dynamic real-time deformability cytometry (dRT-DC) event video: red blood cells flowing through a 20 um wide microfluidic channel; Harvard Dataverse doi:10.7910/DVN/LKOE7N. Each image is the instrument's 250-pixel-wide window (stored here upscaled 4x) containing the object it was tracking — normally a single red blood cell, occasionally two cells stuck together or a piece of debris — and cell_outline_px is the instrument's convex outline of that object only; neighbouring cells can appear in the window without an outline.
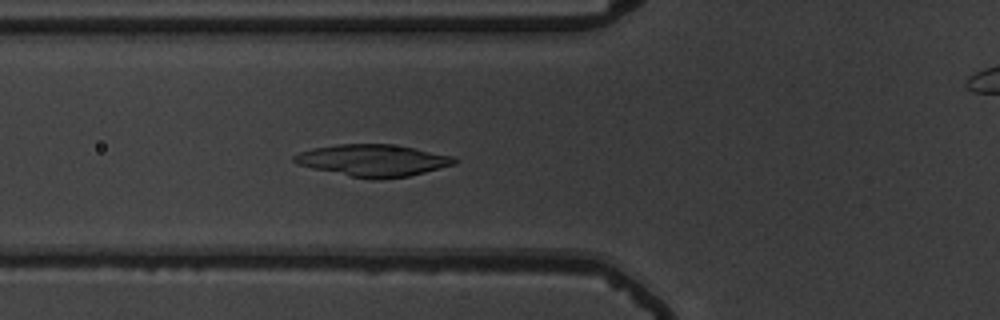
{"species": "common noctule bat (a hibernating species)", "species_latin": "Nyctalus noctula", "temperature_condition": "warm", "stored_images_in_passage": 58, "camera_frame_rate_fps": 3000, "um_per_image_px": 0.085, "animal": {"sex": "male", "body_mass_g": 19.5, "forearm_length_mm": 54.6}, "frame": {"image": 1, "passage_image": 22, "time_ms": 7.0, "image_size_px": [1000, 320], "cell_outline_px": [[456, 164], [408, 176], [380, 180], [372, 180], [312, 168], [300, 164], [292, 160], [292, 156], [300, 152], [312, 148], [340, 144], [392, 144], [456, 156]], "centroid_in_image_um": [31.73, 13.63], "position_along_channel_um": 94.1, "area_um2": 29.65}}
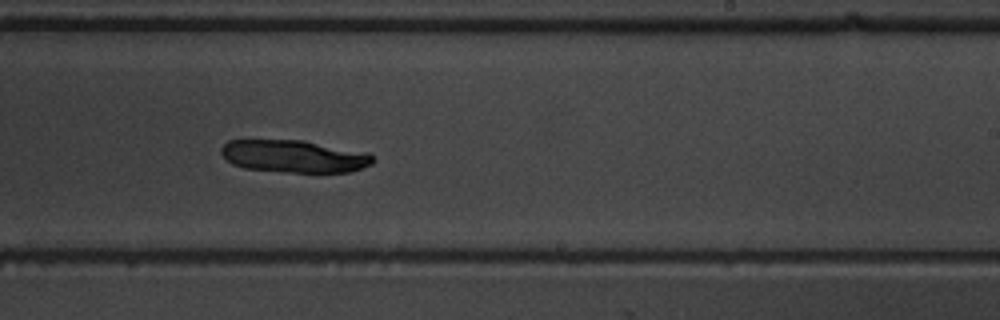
{"frame": {"image": 2, "passage_image": 36, "time_ms": 11.667, "image_size_px": [1000, 320], "cell_outline_px": [[376, 160], [372, 164], [352, 172], [280, 172], [244, 168], [232, 164], [220, 152], [220, 148], [228, 140], [304, 140], [368, 152]], "centroid_in_image_um": [25.02, 13.28], "position_along_channel_um": 264.0, "area_um2": 29.02}}
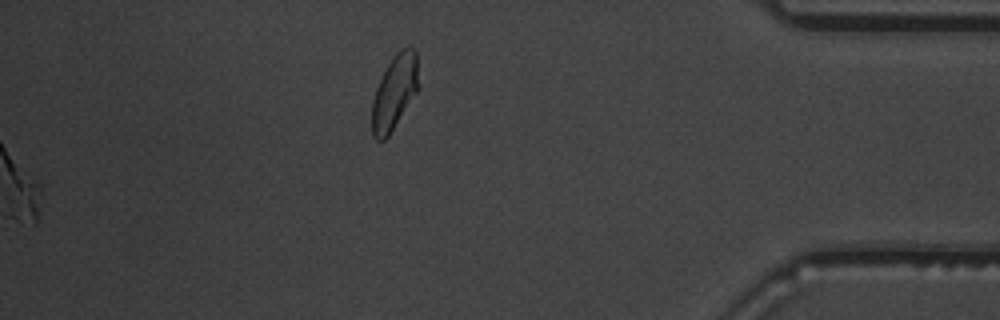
{"frame": {"image": 3, "passage_image": 58, "time_ms": 19.0, "image_size_px": [1000, 320], "cell_outline_px": [[420, 88], [388, 136], [384, 140], [376, 140], [372, 136], [372, 100], [376, 88], [392, 56], [396, 52], [408, 44], [412, 44], [416, 52]], "centroid_in_image_um": [33.56, 7.79], "position_along_channel_um": 401.6, "area_um2": 20.52}}